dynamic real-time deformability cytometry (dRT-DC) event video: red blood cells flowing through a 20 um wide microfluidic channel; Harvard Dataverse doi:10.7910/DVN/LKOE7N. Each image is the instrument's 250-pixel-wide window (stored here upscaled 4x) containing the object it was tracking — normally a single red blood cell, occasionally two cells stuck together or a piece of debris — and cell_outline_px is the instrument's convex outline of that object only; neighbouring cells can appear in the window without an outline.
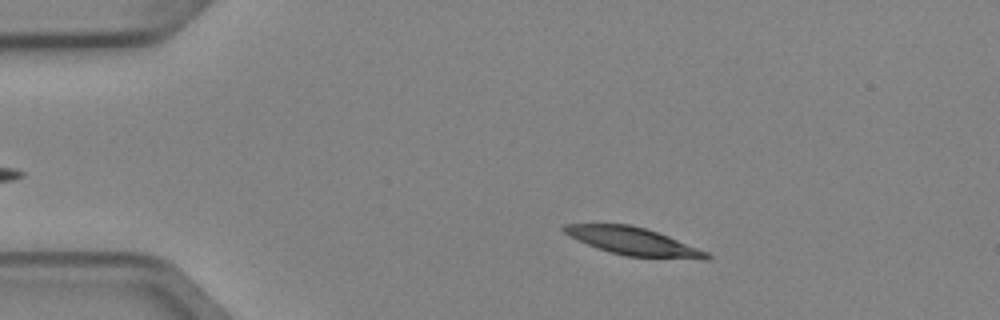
{"species": "Egyptian fruit bat (a non-hibernating species)", "species_latin": "Rousettus aegyptiacus", "temperature_condition": "cold", "stored_images_in_passage": 4, "segment_of_instrument_passage": [1, 2], "camera_frame_rate_fps": 3000, "um_per_image_px": 0.085, "animal": {"sex": "female"}, "frame": {"image": 1, "passage_image": 2, "time_ms": 0.333, "image_size_px": [1000, 320], "cell_outline_px": [[712, 256], [708, 260], [704, 260], [624, 256], [596, 248], [568, 236], [560, 228], [564, 224], [628, 224], [644, 228], [668, 236], [708, 252]], "centroid_in_image_um": [53.83, 20.53], "position_along_channel_um": 31.2, "area_um2": 23.12}}